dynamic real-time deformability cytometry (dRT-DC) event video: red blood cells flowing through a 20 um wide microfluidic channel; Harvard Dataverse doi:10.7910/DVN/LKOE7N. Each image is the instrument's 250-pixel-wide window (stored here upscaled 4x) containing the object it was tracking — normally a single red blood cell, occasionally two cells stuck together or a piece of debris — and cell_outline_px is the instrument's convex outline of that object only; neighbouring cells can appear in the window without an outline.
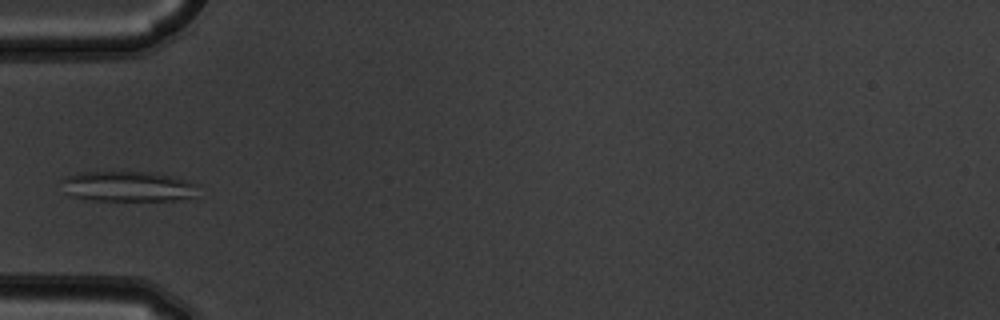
{"species": "common noctule bat (a hibernating species)", "species_latin": "Nyctalus noctula", "temperature_condition": "warm", "stored_images_in_passage": 5, "camera_frame_rate_fps": 3000, "um_per_image_px": 0.085, "animal": {"sex": "male", "body_mass_g": 19.5, "forearm_length_mm": 54.6}, "frame": {"image": 1, "passage_image": 5, "time_ms": 1.333, "image_size_px": [1000, 320], "cell_outline_px": [[200, 184], [192, 196], [172, 200], [84, 200], [72, 196], [64, 192], [60, 180], [64, 176], [80, 172], [148, 172], [172, 176]], "centroid_in_image_um": [10.78, 15.84], "position_along_channel_um": 74.2, "area_um2": 24.16}}